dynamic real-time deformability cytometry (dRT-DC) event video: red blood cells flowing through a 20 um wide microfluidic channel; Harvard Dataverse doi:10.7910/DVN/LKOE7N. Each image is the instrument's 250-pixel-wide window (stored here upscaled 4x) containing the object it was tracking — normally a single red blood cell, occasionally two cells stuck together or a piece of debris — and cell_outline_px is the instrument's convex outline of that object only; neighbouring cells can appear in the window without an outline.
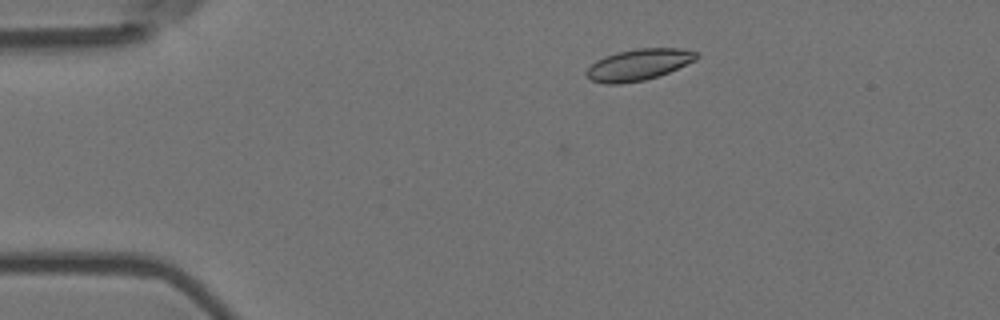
{"species": "Egyptian fruit bat (a non-hibernating species)", "species_latin": "Rousettus aegyptiacus", "temperature_condition": "room temperature", "stored_images_in_passage": 4, "camera_frame_rate_fps": 3000, "um_per_image_px": 0.085, "animal": {"sex": "female"}, "frame": {"image": 1, "passage_image": 3, "time_ms": 0.667, "image_size_px": [1000, 320], "cell_outline_px": [[700, 56], [696, 60], [668, 72], [644, 80], [620, 84], [604, 84], [592, 80], [584, 72], [596, 60], [604, 56], [616, 52], [636, 48], [680, 48], [696, 52]], "centroid_in_image_um": [54.26, 5.49], "position_along_channel_um": 30.7, "area_um2": 20.06}}